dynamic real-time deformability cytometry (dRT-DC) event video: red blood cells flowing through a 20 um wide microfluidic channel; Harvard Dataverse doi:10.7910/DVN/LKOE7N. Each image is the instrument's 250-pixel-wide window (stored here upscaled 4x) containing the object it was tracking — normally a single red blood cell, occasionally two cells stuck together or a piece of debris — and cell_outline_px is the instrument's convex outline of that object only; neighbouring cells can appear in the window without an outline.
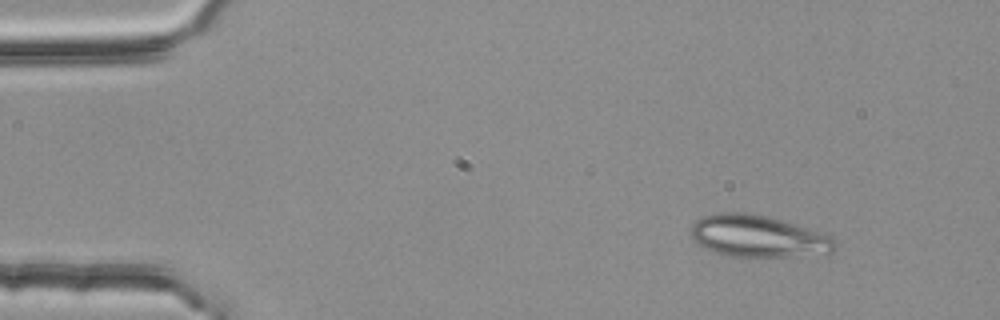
{"species": "common noctule bat (a hibernating species)", "species_latin": "Nyctalus noctula", "temperature_condition": "room temperature", "stored_images_in_passage": 53, "segment_of_instrument_passage": [1, 2], "camera_frame_rate_fps": 3000, "um_per_image_px": 0.085, "animal": {"sex": "female", "body_mass_g": 25.1}, "frame": {"image": 1, "passage_image": 7, "time_ms": 2.0, "image_size_px": [1000, 320], "cell_outline_px": [[836, 248], [832, 252], [784, 256], [728, 256], [712, 252], [704, 248], [692, 236], [692, 224], [696, 220], [704, 216], [720, 212], [748, 212], [768, 216], [824, 232], [836, 244]], "centroid_in_image_um": [64.41, 20.06], "position_along_channel_um": 20.6, "area_um2": 34.85}}